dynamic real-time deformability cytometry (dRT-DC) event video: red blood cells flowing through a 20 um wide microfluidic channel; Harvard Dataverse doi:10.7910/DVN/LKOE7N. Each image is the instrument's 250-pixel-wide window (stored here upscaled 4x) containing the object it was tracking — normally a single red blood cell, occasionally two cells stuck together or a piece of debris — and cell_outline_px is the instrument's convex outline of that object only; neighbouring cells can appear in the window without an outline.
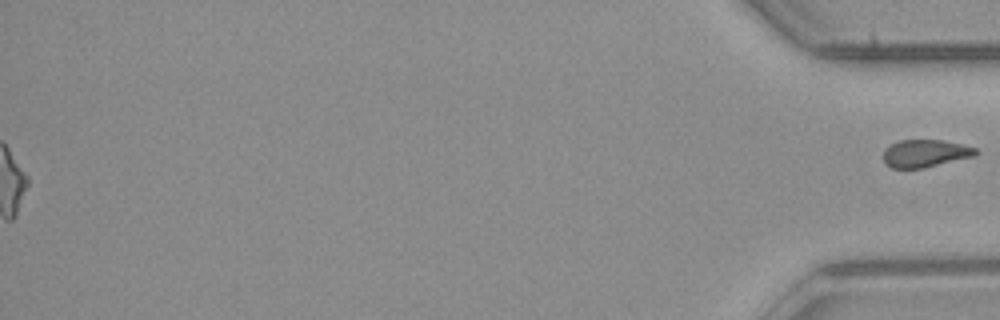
{"species": "common noctule bat (a hibernating species)", "species_latin": "Nyctalus noctula", "temperature_condition": "room temperature", "stored_images_in_passage": 51, "segment_of_instrument_passage": [2, 2], "camera_frame_rate_fps": 3000, "um_per_image_px": 0.085, "animal": {"sex": "male", "body_mass_g": 23.1, "forearm_length_mm": 52.7}, "frame": {"image": 1, "passage_image": 51, "time_ms": 16.667, "image_size_px": [1000, 320], "cell_outline_px": [[980, 152], [972, 156], [924, 168], [892, 168], [884, 160], [884, 152], [892, 144], [900, 140], [940, 140], [960, 144], [976, 148]], "centroid_in_image_um": [78.66, 13.04], "position_along_channel_um": 356.5, "area_um2": 14.45}}